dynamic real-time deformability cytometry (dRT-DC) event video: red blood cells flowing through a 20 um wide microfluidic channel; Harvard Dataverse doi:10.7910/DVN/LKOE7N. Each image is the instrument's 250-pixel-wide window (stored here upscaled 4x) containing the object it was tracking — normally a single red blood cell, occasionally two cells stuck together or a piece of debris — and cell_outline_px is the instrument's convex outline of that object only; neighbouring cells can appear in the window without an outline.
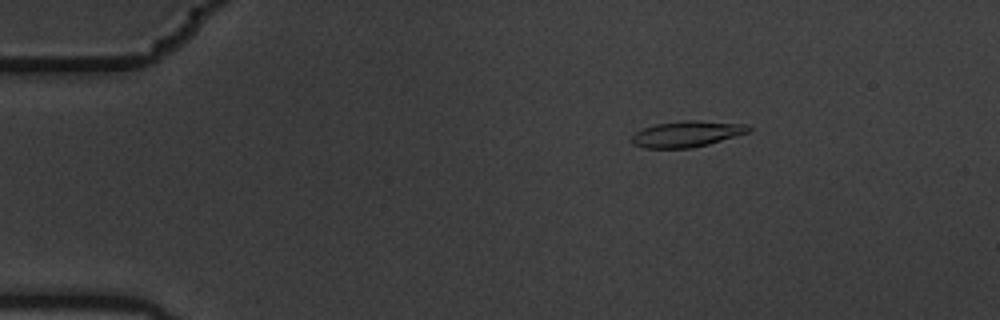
{"species": "common noctule bat (a hibernating species)", "species_latin": "Nyctalus noctula", "temperature_condition": "warm", "stored_images_in_passage": 7, "camera_frame_rate_fps": 3000, "um_per_image_px": 0.085, "animal": {"sex": "male", "body_mass_g": 19.5, "forearm_length_mm": 54.6}, "frame": {"image": 1, "passage_image": 3, "time_ms": 0.667, "image_size_px": [1000, 320], "cell_outline_px": [[752, 128], [748, 132], [708, 144], [692, 148], [644, 148], [632, 144], [632, 136], [636, 132], [644, 128], [656, 124], [684, 120], [696, 120], [744, 124]], "centroid_in_image_um": [58.35, 11.39], "position_along_channel_um": 26.6, "area_um2": 17.51}}
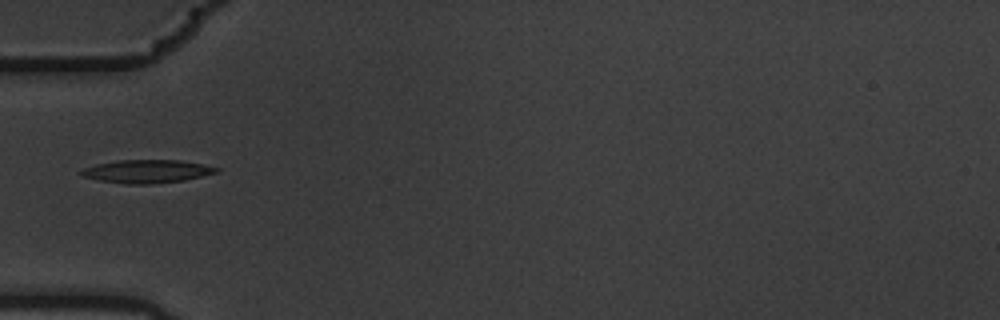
{"frame": {"image": 2, "passage_image": 6, "time_ms": 1.667, "image_size_px": [1000, 320], "cell_outline_px": [[220, 172], [184, 180], [152, 184], [124, 184], [100, 180], [84, 176], [76, 172], [84, 168], [96, 164], [116, 160], [180, 160], [220, 168]], "centroid_in_image_um": [12.48, 14.56], "position_along_channel_um": 72.5, "area_um2": 18.26}}
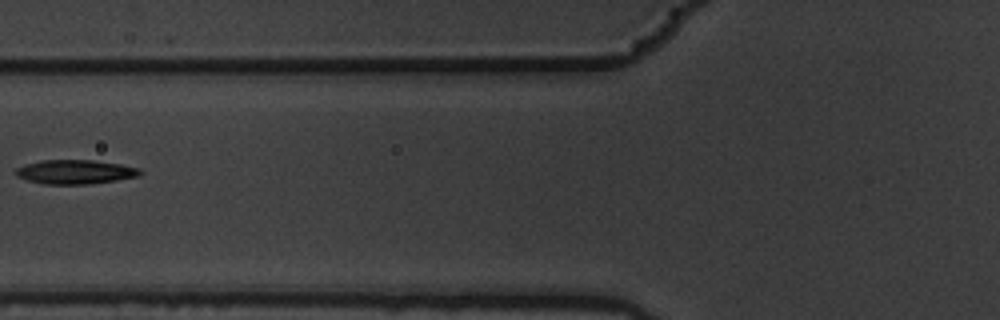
{"frame": {"image": 3, "passage_image": 7, "time_ms": 2.0, "image_size_px": [1000, 320], "cell_outline_px": [[144, 172], [140, 176], [116, 180], [88, 184], [44, 184], [28, 180], [16, 176], [16, 168], [24, 164], [40, 160], [92, 160], [120, 164], [140, 168]], "centroid_in_image_um": [6.41, 14.61], "position_along_channel_um": 119.4, "area_um2": 17.57}}